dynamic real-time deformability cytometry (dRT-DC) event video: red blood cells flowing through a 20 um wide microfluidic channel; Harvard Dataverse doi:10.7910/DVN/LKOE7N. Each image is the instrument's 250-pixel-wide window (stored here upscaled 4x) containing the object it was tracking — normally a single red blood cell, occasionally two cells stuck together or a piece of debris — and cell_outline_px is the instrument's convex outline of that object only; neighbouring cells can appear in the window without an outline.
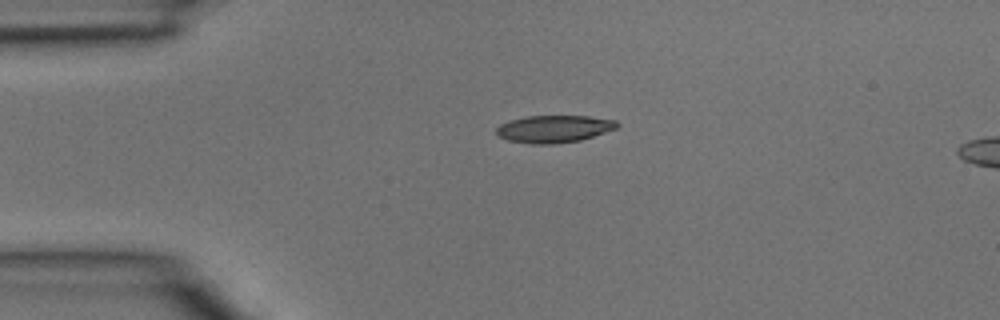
{"species": "common noctule bat (a hibernating species)", "species_latin": "Nyctalus noctula", "temperature_condition": "room temperature", "stored_images_in_passage": 2, "camera_frame_rate_fps": 3000, "um_per_image_px": 0.085, "animal": {"sex": "male", "body_mass_g": 15.6}, "frame": {"image": 1, "passage_image": 1, "time_ms": 0.0, "image_size_px": [1000, 320], "cell_outline_px": [[620, 124], [616, 128], [580, 140], [552, 144], [532, 144], [508, 140], [500, 136], [496, 132], [496, 128], [500, 124], [508, 120], [524, 116], [588, 116], [616, 120]], "centroid_in_image_um": [47.06, 10.94], "position_along_channel_um": 37.9, "area_um2": 19.13}}